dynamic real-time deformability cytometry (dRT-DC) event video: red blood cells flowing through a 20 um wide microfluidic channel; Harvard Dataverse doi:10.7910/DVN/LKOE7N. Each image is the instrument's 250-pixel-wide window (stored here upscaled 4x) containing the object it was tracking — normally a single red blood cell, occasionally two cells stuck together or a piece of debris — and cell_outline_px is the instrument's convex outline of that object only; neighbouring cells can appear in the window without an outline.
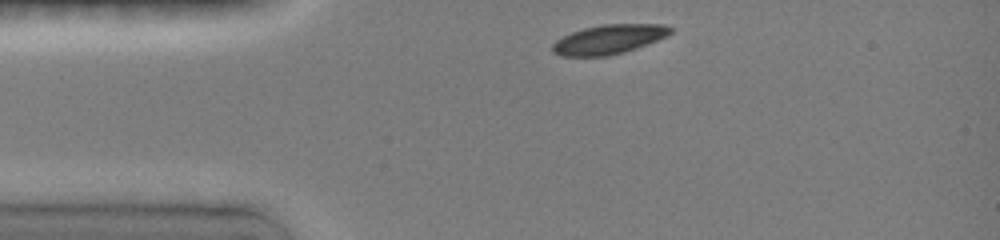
{"species": "common noctule bat (a hibernating species)", "species_latin": "Nyctalus noctula", "temperature_condition": "room temperature", "stored_images_in_passage": 5, "camera_frame_rate_fps": 3000, "um_per_image_px": 0.085, "animal": {"sex": "female", "body_mass_g": 19.0, "forearm_length_mm": 51.5}, "frame": {"image": 1, "passage_image": 1, "time_ms": 0.0, "image_size_px": [1000, 240], "cell_outline_px": [[672, 32], [656, 40], [608, 56], [560, 56], [552, 52], [552, 44], [556, 40], [572, 32], [584, 28], [600, 24], [664, 24], [672, 28]], "centroid_in_image_um": [51.69, 3.33], "position_along_channel_um": 33.3, "area_um2": 19.77}}
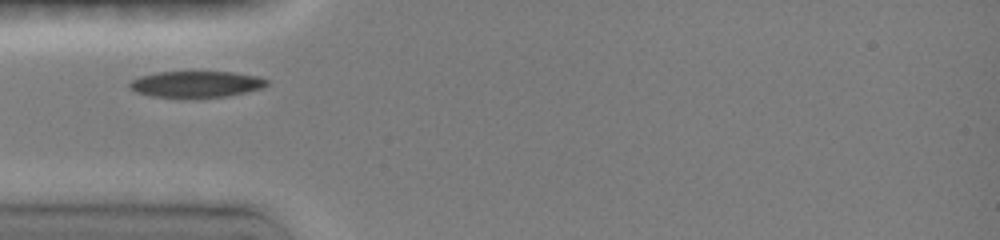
{"frame": {"image": 2, "passage_image": 4, "time_ms": 1.667, "image_size_px": [1000, 240], "cell_outline_px": [[268, 84], [260, 88], [228, 96], [152, 96], [136, 92], [128, 84], [132, 80], [140, 76], [156, 72], [232, 72], [256, 76], [268, 80]], "centroid_in_image_um": [16.67, 7.13], "position_along_channel_um": 68.3, "area_um2": 20.35}}